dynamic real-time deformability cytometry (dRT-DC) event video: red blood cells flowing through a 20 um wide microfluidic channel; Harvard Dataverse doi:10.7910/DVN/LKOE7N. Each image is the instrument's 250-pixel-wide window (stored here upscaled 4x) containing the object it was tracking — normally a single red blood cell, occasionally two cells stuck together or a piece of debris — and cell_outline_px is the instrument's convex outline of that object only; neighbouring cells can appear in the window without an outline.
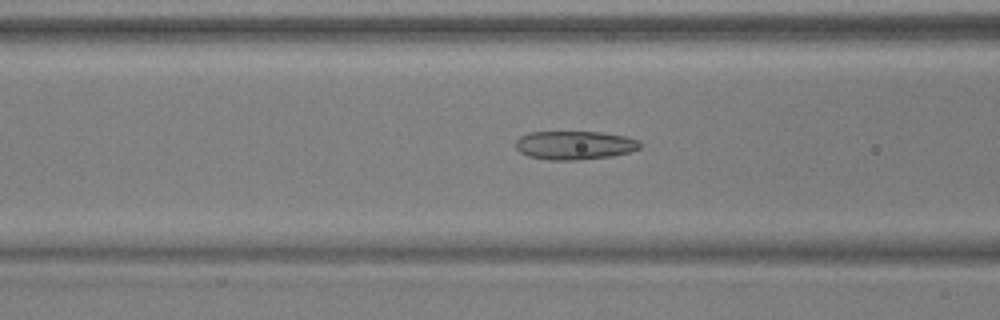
{"species": "common noctule bat (a hibernating species)", "species_latin": "Nyctalus noctula", "temperature_condition": "warm", "stored_images_in_passage": 52, "camera_frame_rate_fps": 3000, "um_per_image_px": 0.085, "animal": {"sex": "male", "body_mass_g": 17.9, "forearm_length_mm": 54.2}, "frame": {"image": 1, "passage_image": 21, "time_ms": 6.667, "image_size_px": [1000, 320], "cell_outline_px": [[640, 148], [628, 152], [612, 156], [576, 160], [548, 160], [528, 156], [520, 152], [516, 148], [516, 140], [520, 136], [528, 132], [600, 132], [624, 136], [640, 140]], "centroid_in_image_um": [48.82, 12.34], "position_along_channel_um": 117.8, "area_um2": 20.75}}
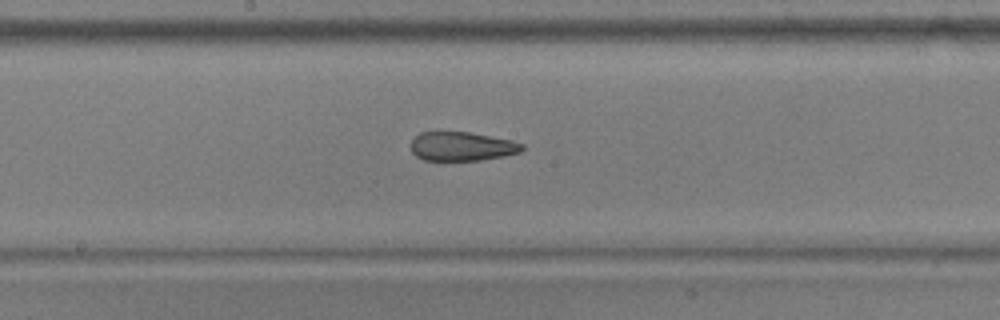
{"frame": {"image": 2, "passage_image": 28, "time_ms": 9.0, "image_size_px": [1000, 320], "cell_outline_px": [[524, 148], [520, 152], [504, 156], [480, 160], [424, 160], [416, 156], [412, 152], [412, 140], [420, 132], [436, 128], [468, 132], [512, 140], [524, 144]], "centroid_in_image_um": [39.22, 12.39], "position_along_channel_um": 209.0, "area_um2": 19.36}}
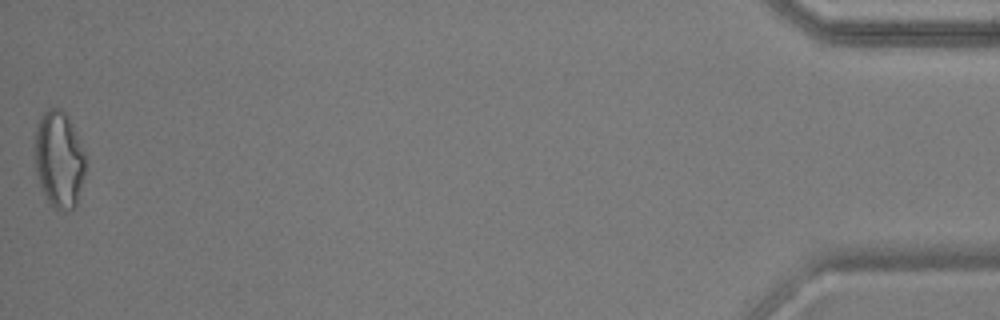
{"frame": {"image": 3, "passage_image": 52, "time_ms": 17.0, "image_size_px": [1000, 320], "cell_outline_px": [[88, 160], [84, 176], [76, 204], [72, 208], [64, 212], [56, 212], [48, 200], [40, 184], [36, 172], [36, 128], [40, 116], [48, 108], [60, 108], [68, 116], [72, 124]], "centroid_in_image_um": [5.05, 13.56], "position_along_channel_um": 430.2, "area_um2": 28.61}, "authors_computed_cell_mechanics": {"area_um2": 22.1952, "velocity_mm_per_s": 3.9004, "shape_relaxation_time_tau1_ms": null, "shape_relaxation_time_tau2_ms": 2.0715, "deformation_change_tau1": null, "deformation_change_tau2": 0.097}}